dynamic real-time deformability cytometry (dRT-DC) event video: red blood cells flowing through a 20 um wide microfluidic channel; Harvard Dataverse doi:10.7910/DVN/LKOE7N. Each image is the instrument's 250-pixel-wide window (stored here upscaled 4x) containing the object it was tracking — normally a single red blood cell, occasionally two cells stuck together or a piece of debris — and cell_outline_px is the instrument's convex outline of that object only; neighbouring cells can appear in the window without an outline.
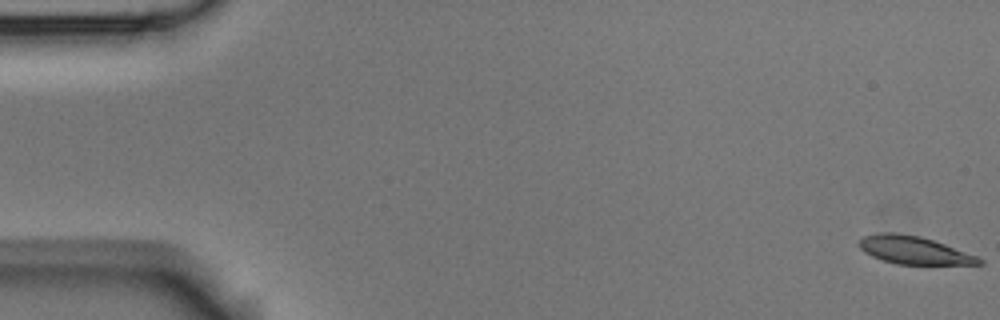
{"species": "Egyptian fruit bat (a non-hibernating species)", "species_latin": "Rousettus aegyptiacus", "temperature_condition": "room temperature", "stored_images_in_passage": 7, "camera_frame_rate_fps": 3000, "um_per_image_px": 0.085, "animal": {"sex": "male"}, "frame": {"image": 1, "passage_image": 1, "time_ms": 0.0, "image_size_px": [1000, 320], "cell_outline_px": [[984, 264], [896, 264], [872, 256], [864, 252], [856, 244], [864, 236], [880, 232], [896, 232], [920, 236], [944, 244], [976, 256], [984, 260]], "centroid_in_image_um": [77.64, 21.25], "position_along_channel_um": 7.4, "area_um2": 19.31}}
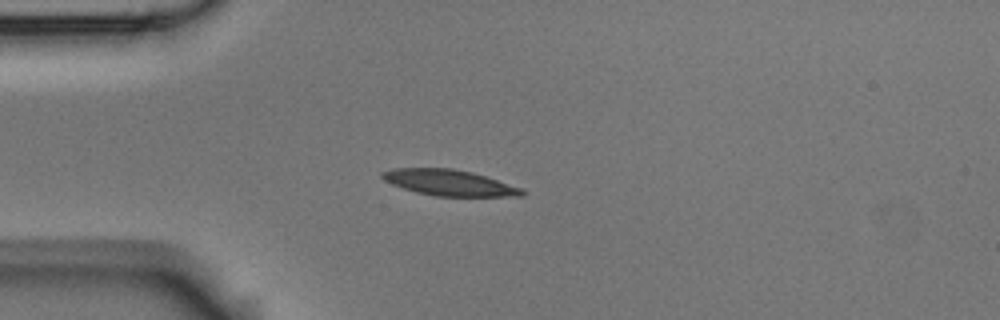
{"frame": {"image": 2, "passage_image": 5, "time_ms": 1.333, "image_size_px": [1000, 320], "cell_outline_px": [[528, 192], [524, 196], [436, 196], [416, 192], [392, 184], [384, 180], [380, 176], [380, 172], [392, 168], [452, 168], [472, 172], [524, 188]], "centroid_in_image_um": [38.22, 15.53], "position_along_channel_um": 46.8, "area_um2": 21.27}}
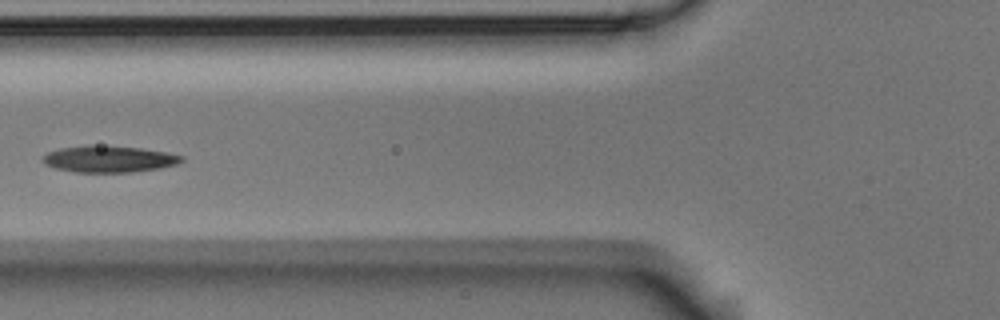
{"frame": {"image": 3, "passage_image": 7, "time_ms": 2.0, "image_size_px": [1000, 320], "cell_outline_px": [[184, 160], [176, 164], [160, 168], [132, 172], [76, 172], [56, 168], [44, 164], [44, 156], [48, 152], [60, 148], [92, 144], [140, 148], [164, 152], [184, 156]], "centroid_in_image_um": [9.26, 13.51], "position_along_channel_um": 116.5, "area_um2": 21.39}}